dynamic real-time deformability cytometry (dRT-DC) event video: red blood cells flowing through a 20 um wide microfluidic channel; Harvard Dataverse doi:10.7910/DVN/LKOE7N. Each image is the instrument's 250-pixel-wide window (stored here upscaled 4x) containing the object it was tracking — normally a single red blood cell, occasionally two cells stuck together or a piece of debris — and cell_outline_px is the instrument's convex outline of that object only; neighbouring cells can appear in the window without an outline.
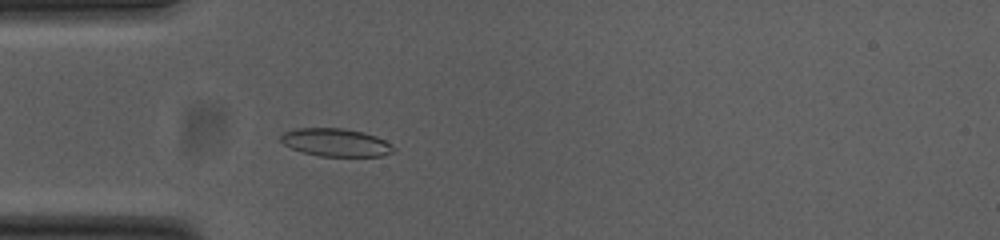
{"species": "common noctule bat (a hibernating species)", "species_latin": "Nyctalus noctula", "temperature_condition": "cold", "stored_images_in_passage": 50, "camera_frame_rate_fps": 3000, "um_per_image_px": 0.085, "animal": {"sex": "female", "body_mass_g": 23.0, "forearm_length_mm": 53.4}, "frame": {"image": 1, "passage_image": 12, "time_ms": 3.667, "image_size_px": [1000, 240], "cell_outline_px": [[396, 152], [380, 156], [320, 156], [304, 152], [292, 148], [284, 144], [280, 140], [280, 136], [284, 132], [296, 128], [344, 128], [376, 136], [392, 144], [396, 148]], "centroid_in_image_um": [28.57, 12.11], "position_along_channel_um": 56.4, "area_um2": 18.32}}
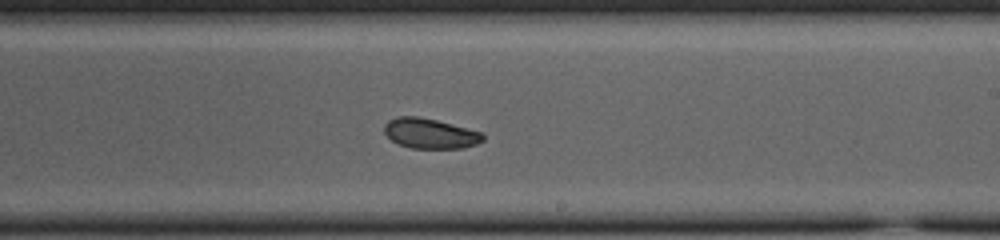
{"frame": {"image": 2, "passage_image": 28, "time_ms": 9.0, "image_size_px": [1000, 240], "cell_outline_px": [[484, 140], [476, 144], [464, 148], [412, 148], [400, 144], [392, 140], [384, 132], [384, 124], [388, 120], [396, 116], [420, 116], [484, 132]], "centroid_in_image_um": [36.57, 11.33], "position_along_channel_um": 252.4, "area_um2": 17.4}}
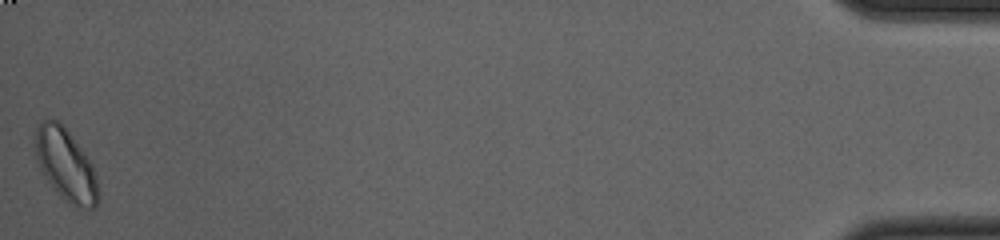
{"frame": {"image": 3, "passage_image": 50, "time_ms": 16.333, "image_size_px": [1000, 240], "cell_outline_px": [[100, 200], [92, 212], [88, 212], [76, 208], [64, 200], [48, 180], [36, 160], [36, 128], [44, 120], [56, 120], [64, 124], [84, 152], [92, 164], [96, 176], [100, 196]], "centroid_in_image_um": [5.66, 14.09], "position_along_channel_um": 429.5, "area_um2": 26.65}, "authors_computed_cell_mechanics": {"area_um2": 18.0914, "velocity_mm_per_s": 3.7643, "shape_relaxation_time_tau1_ms": 4.0438, "shape_relaxation_time_tau2_ms": 7.6496, "deformation_change_tau1": 0.0774, "deformation_change_tau2": 0.1004}}